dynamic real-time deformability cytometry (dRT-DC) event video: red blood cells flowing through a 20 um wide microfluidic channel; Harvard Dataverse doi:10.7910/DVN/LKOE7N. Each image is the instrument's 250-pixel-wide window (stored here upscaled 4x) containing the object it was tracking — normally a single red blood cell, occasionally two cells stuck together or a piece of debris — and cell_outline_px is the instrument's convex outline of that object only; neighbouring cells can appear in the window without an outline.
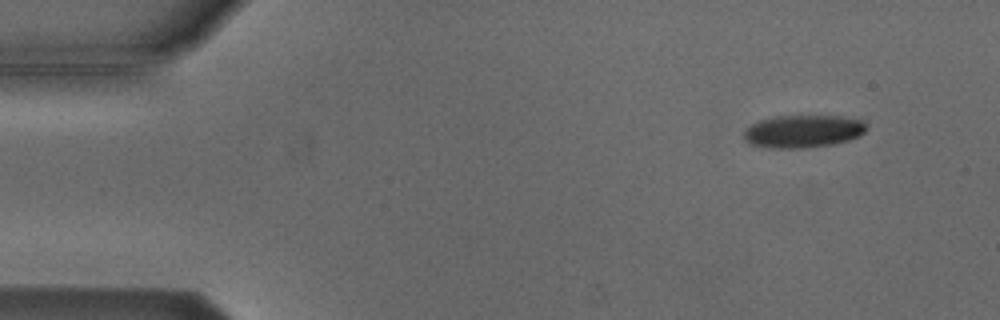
{"species": "Egyptian fruit bat (a non-hibernating species)", "species_latin": "Rousettus aegyptiacus", "temperature_condition": "cold", "stored_images_in_passage": 4, "camera_frame_rate_fps": 3000, "um_per_image_px": 0.085, "animal": {"sex": "male"}, "frame": {"image": 1, "passage_image": 1, "time_ms": 0.0, "image_size_px": [1000, 320], "cell_outline_px": [[868, 124], [864, 132], [860, 136], [848, 140], [832, 144], [804, 148], [772, 148], [748, 144], [744, 140], [744, 128], [760, 120], [776, 116], [840, 116], [864, 120]], "centroid_in_image_um": [68.26, 11.16], "position_along_channel_um": 16.7, "area_um2": 23.52}}